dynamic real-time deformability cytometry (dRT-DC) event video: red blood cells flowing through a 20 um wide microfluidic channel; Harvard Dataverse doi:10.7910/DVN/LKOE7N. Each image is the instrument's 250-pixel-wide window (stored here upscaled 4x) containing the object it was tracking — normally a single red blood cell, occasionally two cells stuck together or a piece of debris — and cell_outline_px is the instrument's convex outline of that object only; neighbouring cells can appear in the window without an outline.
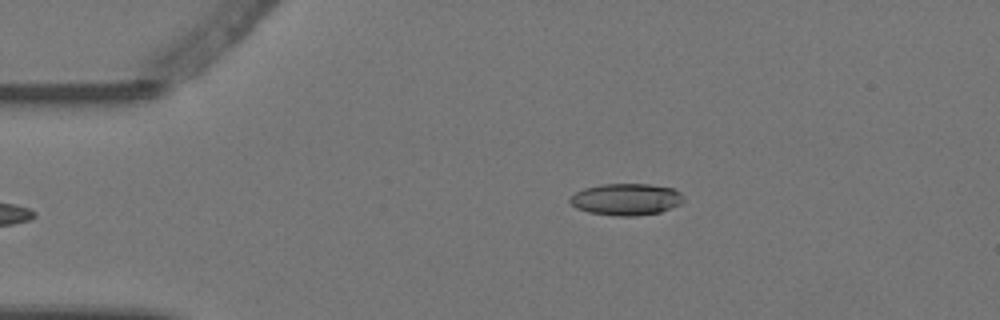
{"species": "Egyptian fruit bat (a non-hibernating species)", "species_latin": "Rousettus aegyptiacus", "temperature_condition": "warm", "stored_images_in_passage": 4, "camera_frame_rate_fps": 3000, "um_per_image_px": 0.085, "animal": {"sex": "female"}, "frame": {"image": 1, "passage_image": 4, "time_ms": 1.0, "image_size_px": [1000, 320], "cell_outline_px": [[684, 200], [680, 204], [660, 212], [632, 216], [616, 216], [588, 212], [576, 208], [568, 200], [576, 192], [584, 188], [600, 184], [648, 184], [672, 188], [680, 192], [684, 196]], "centroid_in_image_um": [53.22, 16.94], "position_along_channel_um": 31.8, "area_um2": 20.98}}